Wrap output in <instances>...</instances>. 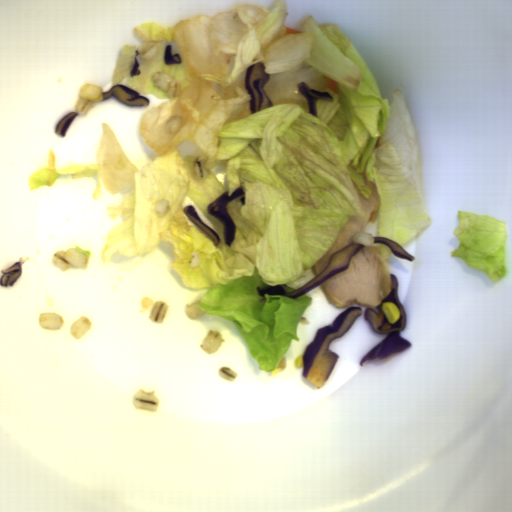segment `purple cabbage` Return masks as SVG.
<instances>
[{"label":"purple cabbage","instance_id":"purple-cabbage-8","mask_svg":"<svg viewBox=\"0 0 512 512\" xmlns=\"http://www.w3.org/2000/svg\"><path fill=\"white\" fill-rule=\"evenodd\" d=\"M24 257H20L19 260L13 264L12 266L2 269V276L0 278V286L3 287H12L18 278L22 275L23 263L26 260H23Z\"/></svg>","mask_w":512,"mask_h":512},{"label":"purple cabbage","instance_id":"purple-cabbage-3","mask_svg":"<svg viewBox=\"0 0 512 512\" xmlns=\"http://www.w3.org/2000/svg\"><path fill=\"white\" fill-rule=\"evenodd\" d=\"M364 247L366 246L360 243H354L338 250L337 252L332 254L327 267L324 269L322 273H320L311 281H309L308 283H306L305 285H303L302 287L298 288L293 292H287V289L281 285H269L267 287L258 286L256 287V291L258 295H260L261 297H264V294H269L282 295L294 299L298 296L308 293L309 291L320 285L324 280L333 276L337 272L348 268L351 258Z\"/></svg>","mask_w":512,"mask_h":512},{"label":"purple cabbage","instance_id":"purple-cabbage-11","mask_svg":"<svg viewBox=\"0 0 512 512\" xmlns=\"http://www.w3.org/2000/svg\"><path fill=\"white\" fill-rule=\"evenodd\" d=\"M173 53V44H168L165 46L164 53H163V60L165 64H182V58L179 53Z\"/></svg>","mask_w":512,"mask_h":512},{"label":"purple cabbage","instance_id":"purple-cabbage-7","mask_svg":"<svg viewBox=\"0 0 512 512\" xmlns=\"http://www.w3.org/2000/svg\"><path fill=\"white\" fill-rule=\"evenodd\" d=\"M297 90L307 100L308 114H311L316 118L318 99L334 101V97L330 93L313 90L305 81L297 83Z\"/></svg>","mask_w":512,"mask_h":512},{"label":"purple cabbage","instance_id":"purple-cabbage-2","mask_svg":"<svg viewBox=\"0 0 512 512\" xmlns=\"http://www.w3.org/2000/svg\"><path fill=\"white\" fill-rule=\"evenodd\" d=\"M362 314L363 308L349 307L338 315L332 325L318 329L303 353L302 377L315 387H324L339 358L337 353L330 350L331 342L340 339Z\"/></svg>","mask_w":512,"mask_h":512},{"label":"purple cabbage","instance_id":"purple-cabbage-6","mask_svg":"<svg viewBox=\"0 0 512 512\" xmlns=\"http://www.w3.org/2000/svg\"><path fill=\"white\" fill-rule=\"evenodd\" d=\"M112 96H115L122 104L130 106L147 107L150 104V99L121 84L111 87L108 92L102 91L103 100L109 99Z\"/></svg>","mask_w":512,"mask_h":512},{"label":"purple cabbage","instance_id":"purple-cabbage-5","mask_svg":"<svg viewBox=\"0 0 512 512\" xmlns=\"http://www.w3.org/2000/svg\"><path fill=\"white\" fill-rule=\"evenodd\" d=\"M234 199H239L242 205L246 204V191L242 185H239L230 195L229 189H226L207 205V213L223 223L225 244L230 247L236 234V225L228 212L227 203Z\"/></svg>","mask_w":512,"mask_h":512},{"label":"purple cabbage","instance_id":"purple-cabbage-12","mask_svg":"<svg viewBox=\"0 0 512 512\" xmlns=\"http://www.w3.org/2000/svg\"><path fill=\"white\" fill-rule=\"evenodd\" d=\"M79 113L77 112H70L68 115H66L65 117H63L61 119V121L58 123L57 125V128H56V132L55 134H57L58 136L60 137H63L65 136L66 134V130L68 129L70 123L75 119V117L78 115Z\"/></svg>","mask_w":512,"mask_h":512},{"label":"purple cabbage","instance_id":"purple-cabbage-10","mask_svg":"<svg viewBox=\"0 0 512 512\" xmlns=\"http://www.w3.org/2000/svg\"><path fill=\"white\" fill-rule=\"evenodd\" d=\"M373 237V243H381L383 242L387 246L391 248L392 254L400 259H407L408 261L414 262L415 258L408 254L406 251H404L401 246L392 241L391 239L387 237H378V236H372Z\"/></svg>","mask_w":512,"mask_h":512},{"label":"purple cabbage","instance_id":"purple-cabbage-4","mask_svg":"<svg viewBox=\"0 0 512 512\" xmlns=\"http://www.w3.org/2000/svg\"><path fill=\"white\" fill-rule=\"evenodd\" d=\"M271 75L266 72L265 62L259 61L245 69L244 83L250 95L249 112L253 113L274 106L264 87L270 82Z\"/></svg>","mask_w":512,"mask_h":512},{"label":"purple cabbage","instance_id":"purple-cabbage-1","mask_svg":"<svg viewBox=\"0 0 512 512\" xmlns=\"http://www.w3.org/2000/svg\"><path fill=\"white\" fill-rule=\"evenodd\" d=\"M389 276L391 281L390 292L381 304L377 305L379 312L369 307L364 312L365 319L369 321L377 334H388L382 342L362 357L359 363L360 366H364L366 362L373 360H385L412 346L408 340L401 336V332L406 330L407 316L399 299L397 278L390 273Z\"/></svg>","mask_w":512,"mask_h":512},{"label":"purple cabbage","instance_id":"purple-cabbage-9","mask_svg":"<svg viewBox=\"0 0 512 512\" xmlns=\"http://www.w3.org/2000/svg\"><path fill=\"white\" fill-rule=\"evenodd\" d=\"M183 213L198 227H200L205 233H207L213 240L214 245L217 247L220 243L218 234L207 226L197 214L195 208L192 205H188L183 208Z\"/></svg>","mask_w":512,"mask_h":512},{"label":"purple cabbage","instance_id":"purple-cabbage-13","mask_svg":"<svg viewBox=\"0 0 512 512\" xmlns=\"http://www.w3.org/2000/svg\"><path fill=\"white\" fill-rule=\"evenodd\" d=\"M134 53H135L134 63L129 72L130 79H133L135 76H139L140 74H142V70H139L140 64L138 62V57H140L141 53L137 49H135Z\"/></svg>","mask_w":512,"mask_h":512}]
</instances>
